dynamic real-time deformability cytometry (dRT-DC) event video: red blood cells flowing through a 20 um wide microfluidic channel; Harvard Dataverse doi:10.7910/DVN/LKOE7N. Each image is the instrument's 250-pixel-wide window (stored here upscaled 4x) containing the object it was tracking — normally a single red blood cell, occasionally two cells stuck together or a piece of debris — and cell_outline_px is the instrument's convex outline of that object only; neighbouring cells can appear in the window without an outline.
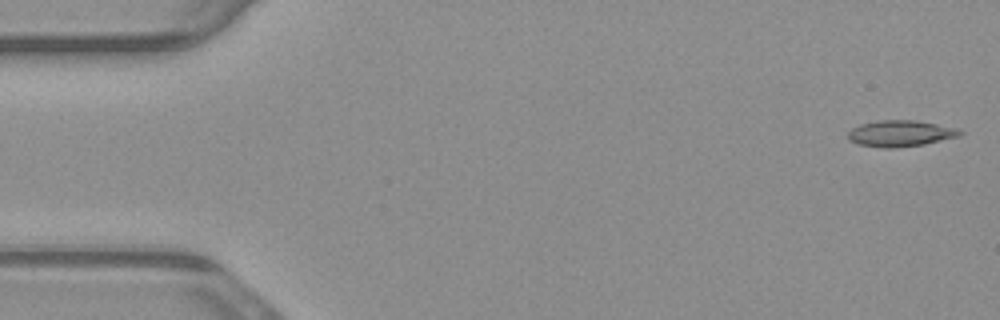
{"species": "common noctule bat (a hibernating species)", "species_latin": "Nyctalus noctula", "temperature_condition": "warm", "stored_images_in_passage": 52, "camera_frame_rate_fps": 3000, "um_per_image_px": 0.085, "animal": {"sex": "male", "body_mass_g": 23.1, "forearm_length_mm": 52.7}, "frame": {"image": 1, "passage_image": 1, "time_ms": 0.0, "image_size_px": [1000, 320], "cell_outline_px": [[964, 132], [960, 136], [924, 144], [896, 148], [884, 148], [856, 144], [848, 140], [848, 132], [852, 128], [860, 124], [876, 120], [916, 120], [956, 128]], "centroid_in_image_um": [76.5, 11.34], "position_along_channel_um": 8.5, "area_um2": 17.22}}
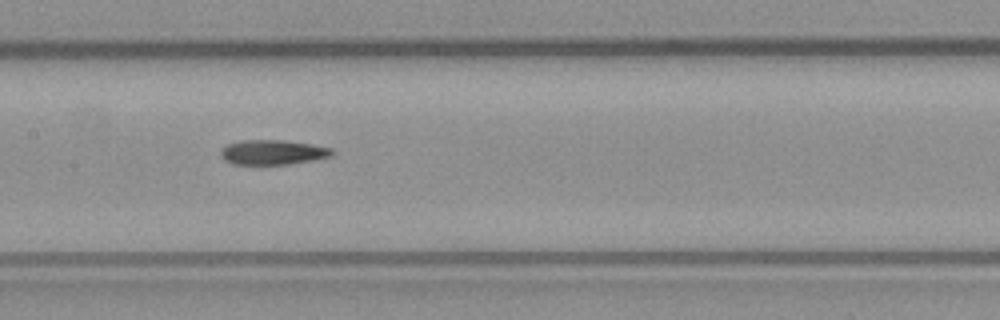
{"frame": {"image": 2, "passage_image": 25, "time_ms": 8.0, "image_size_px": [1000, 320], "cell_outline_px": [[336, 152], [332, 156], [312, 160], [288, 164], [232, 164], [224, 160], [220, 156], [220, 148], [228, 144], [240, 140], [284, 140], [312, 144], [332, 148]], "centroid_in_image_um": [23.17, 12.93], "position_along_channel_um": 184.2, "area_um2": 16.24}}
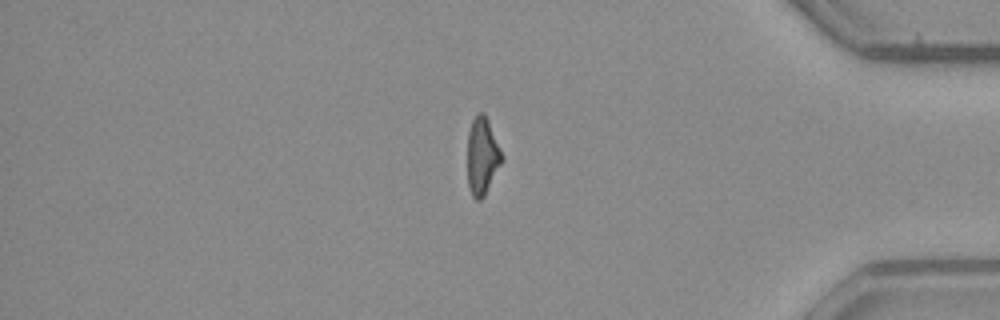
{"frame": {"image": 3, "passage_image": 44, "time_ms": 14.333, "image_size_px": [1000, 320], "cell_outline_px": [[504, 160], [484, 196], [480, 200], [476, 200], [472, 196], [468, 188], [468, 132], [472, 120], [476, 112], [484, 112], [488, 120], [504, 156]], "centroid_in_image_um": [41.0, 13.26], "position_along_channel_um": 394.2, "area_um2": 15.72}}